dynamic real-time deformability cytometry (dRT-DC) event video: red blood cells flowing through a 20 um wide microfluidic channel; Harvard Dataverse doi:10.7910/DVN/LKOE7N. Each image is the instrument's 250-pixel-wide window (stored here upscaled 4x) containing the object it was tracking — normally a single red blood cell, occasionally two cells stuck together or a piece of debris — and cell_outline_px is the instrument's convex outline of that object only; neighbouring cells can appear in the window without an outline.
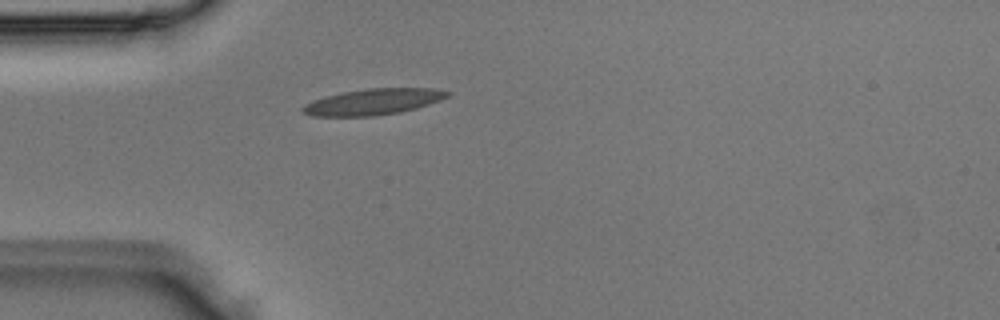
{"species": "Egyptian fruit bat (a non-hibernating species)", "species_latin": "Rousettus aegyptiacus", "temperature_condition": "room temperature", "stored_images_in_passage": 1, "camera_frame_rate_fps": 3000, "um_per_image_px": 0.085, "animal": {"sex": "male"}, "frame": {"image": 1, "passage_image": 1, "time_ms": 0.0, "image_size_px": [1000, 320], "cell_outline_px": [[452, 92], [448, 96], [440, 100], [416, 108], [400, 112], [372, 116], [312, 116], [300, 112], [300, 108], [304, 104], [312, 100], [324, 96], [344, 92], [368, 88], [436, 88]], "centroid_in_image_um": [31.68, 8.65], "position_along_channel_um": 53.3, "area_um2": 22.08}}